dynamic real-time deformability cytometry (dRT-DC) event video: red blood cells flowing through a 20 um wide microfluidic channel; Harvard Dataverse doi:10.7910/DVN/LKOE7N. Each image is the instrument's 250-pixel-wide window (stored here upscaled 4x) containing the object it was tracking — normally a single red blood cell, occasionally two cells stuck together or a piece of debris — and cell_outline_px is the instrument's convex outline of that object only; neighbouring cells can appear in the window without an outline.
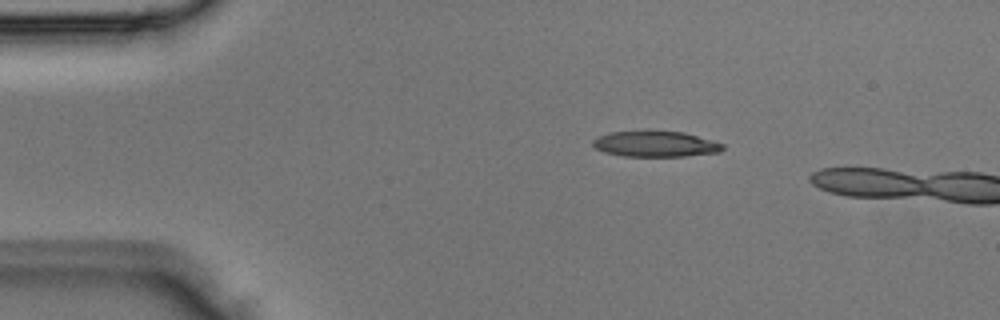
{"species": "Egyptian fruit bat (a non-hibernating species)", "species_latin": "Rousettus aegyptiacus", "temperature_condition": "room temperature", "stored_images_in_passage": 2, "camera_frame_rate_fps": 3000, "um_per_image_px": 0.085, "animal": {"sex": "male"}, "frame": {"image": 1, "passage_image": 1, "time_ms": 0.0, "image_size_px": [1000, 320], "cell_outline_px": [[724, 148], [720, 152], [684, 156], [624, 156], [604, 152], [596, 148], [592, 144], [592, 140], [608, 132], [644, 128], [684, 132], [712, 140], [724, 144]], "centroid_in_image_um": [55.68, 12.19], "position_along_channel_um": 29.3, "area_um2": 20.23}}